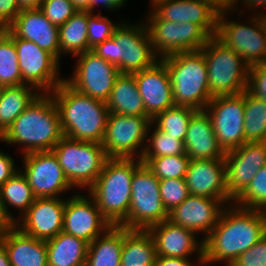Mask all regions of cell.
<instances>
[{
	"instance_id": "6da1fadb",
	"label": "cell",
	"mask_w": 266,
	"mask_h": 266,
	"mask_svg": "<svg viewBox=\"0 0 266 266\" xmlns=\"http://www.w3.org/2000/svg\"><path fill=\"white\" fill-rule=\"evenodd\" d=\"M265 234L266 211L228 204L217 225L203 240L204 265L221 262L231 266Z\"/></svg>"
},
{
	"instance_id": "7a4b0ae2",
	"label": "cell",
	"mask_w": 266,
	"mask_h": 266,
	"mask_svg": "<svg viewBox=\"0 0 266 266\" xmlns=\"http://www.w3.org/2000/svg\"><path fill=\"white\" fill-rule=\"evenodd\" d=\"M63 136L52 95L40 93L0 136V141L8 145L18 144L22 150L20 154L24 155L51 151Z\"/></svg>"
},
{
	"instance_id": "3957f363",
	"label": "cell",
	"mask_w": 266,
	"mask_h": 266,
	"mask_svg": "<svg viewBox=\"0 0 266 266\" xmlns=\"http://www.w3.org/2000/svg\"><path fill=\"white\" fill-rule=\"evenodd\" d=\"M50 94L58 108L64 136L101 144L110 113L106 102L78 92L65 80Z\"/></svg>"
},
{
	"instance_id": "277c9868",
	"label": "cell",
	"mask_w": 266,
	"mask_h": 266,
	"mask_svg": "<svg viewBox=\"0 0 266 266\" xmlns=\"http://www.w3.org/2000/svg\"><path fill=\"white\" fill-rule=\"evenodd\" d=\"M141 163L138 158H109L97 180L87 190L112 226H121L127 220L131 181Z\"/></svg>"
},
{
	"instance_id": "5b68a950",
	"label": "cell",
	"mask_w": 266,
	"mask_h": 266,
	"mask_svg": "<svg viewBox=\"0 0 266 266\" xmlns=\"http://www.w3.org/2000/svg\"><path fill=\"white\" fill-rule=\"evenodd\" d=\"M121 22L114 30L112 38L98 44L92 50L104 60L117 66L119 73L133 74L159 61L152 48L146 24Z\"/></svg>"
},
{
	"instance_id": "8992f818",
	"label": "cell",
	"mask_w": 266,
	"mask_h": 266,
	"mask_svg": "<svg viewBox=\"0 0 266 266\" xmlns=\"http://www.w3.org/2000/svg\"><path fill=\"white\" fill-rule=\"evenodd\" d=\"M168 71L175 106L204 110L213 98L201 50L175 53L160 59Z\"/></svg>"
},
{
	"instance_id": "52a82bcc",
	"label": "cell",
	"mask_w": 266,
	"mask_h": 266,
	"mask_svg": "<svg viewBox=\"0 0 266 266\" xmlns=\"http://www.w3.org/2000/svg\"><path fill=\"white\" fill-rule=\"evenodd\" d=\"M208 70L209 93L212 97L242 94L248 86L250 66L215 36L201 49Z\"/></svg>"
},
{
	"instance_id": "ba28073f",
	"label": "cell",
	"mask_w": 266,
	"mask_h": 266,
	"mask_svg": "<svg viewBox=\"0 0 266 266\" xmlns=\"http://www.w3.org/2000/svg\"><path fill=\"white\" fill-rule=\"evenodd\" d=\"M74 188L88 190L109 159L102 144L63 136L51 150Z\"/></svg>"
},
{
	"instance_id": "9c48e42d",
	"label": "cell",
	"mask_w": 266,
	"mask_h": 266,
	"mask_svg": "<svg viewBox=\"0 0 266 266\" xmlns=\"http://www.w3.org/2000/svg\"><path fill=\"white\" fill-rule=\"evenodd\" d=\"M131 200L127 220L121 225L129 230H148L168 220L169 213L160 197L159 179L151 169L141 163L131 181Z\"/></svg>"
},
{
	"instance_id": "30bf717a",
	"label": "cell",
	"mask_w": 266,
	"mask_h": 266,
	"mask_svg": "<svg viewBox=\"0 0 266 266\" xmlns=\"http://www.w3.org/2000/svg\"><path fill=\"white\" fill-rule=\"evenodd\" d=\"M229 12H219L215 37L239 54L249 66L266 63L264 15L251 13L252 16L246 19L249 23H244L230 21Z\"/></svg>"
},
{
	"instance_id": "8fae6325",
	"label": "cell",
	"mask_w": 266,
	"mask_h": 266,
	"mask_svg": "<svg viewBox=\"0 0 266 266\" xmlns=\"http://www.w3.org/2000/svg\"><path fill=\"white\" fill-rule=\"evenodd\" d=\"M150 116H132L109 113L101 142L109 158H138L144 153Z\"/></svg>"
},
{
	"instance_id": "7c38bea8",
	"label": "cell",
	"mask_w": 266,
	"mask_h": 266,
	"mask_svg": "<svg viewBox=\"0 0 266 266\" xmlns=\"http://www.w3.org/2000/svg\"><path fill=\"white\" fill-rule=\"evenodd\" d=\"M3 30L14 41L22 84L32 86L39 93H51L64 81L59 74L60 63L51 53L32 41L18 38L9 28Z\"/></svg>"
},
{
	"instance_id": "4fadbf2b",
	"label": "cell",
	"mask_w": 266,
	"mask_h": 266,
	"mask_svg": "<svg viewBox=\"0 0 266 266\" xmlns=\"http://www.w3.org/2000/svg\"><path fill=\"white\" fill-rule=\"evenodd\" d=\"M147 17L144 23L159 59L179 52L201 50L210 38L197 24L160 20L151 11Z\"/></svg>"
},
{
	"instance_id": "5bb4252c",
	"label": "cell",
	"mask_w": 266,
	"mask_h": 266,
	"mask_svg": "<svg viewBox=\"0 0 266 266\" xmlns=\"http://www.w3.org/2000/svg\"><path fill=\"white\" fill-rule=\"evenodd\" d=\"M204 110L211 119L218 144L225 153L246 143L244 92L213 97Z\"/></svg>"
},
{
	"instance_id": "9a60e30c",
	"label": "cell",
	"mask_w": 266,
	"mask_h": 266,
	"mask_svg": "<svg viewBox=\"0 0 266 266\" xmlns=\"http://www.w3.org/2000/svg\"><path fill=\"white\" fill-rule=\"evenodd\" d=\"M73 75L64 80L75 90L94 99L106 102L113 88L118 67L104 60L93 50L77 56Z\"/></svg>"
},
{
	"instance_id": "2e32d148",
	"label": "cell",
	"mask_w": 266,
	"mask_h": 266,
	"mask_svg": "<svg viewBox=\"0 0 266 266\" xmlns=\"http://www.w3.org/2000/svg\"><path fill=\"white\" fill-rule=\"evenodd\" d=\"M22 158L21 172L36 198H64L60 195L74 189L52 151L31 152Z\"/></svg>"
},
{
	"instance_id": "e0dca14e",
	"label": "cell",
	"mask_w": 266,
	"mask_h": 266,
	"mask_svg": "<svg viewBox=\"0 0 266 266\" xmlns=\"http://www.w3.org/2000/svg\"><path fill=\"white\" fill-rule=\"evenodd\" d=\"M112 225L89 194L76 193L65 200L63 232L88 243L104 234Z\"/></svg>"
},
{
	"instance_id": "ac0fdd59",
	"label": "cell",
	"mask_w": 266,
	"mask_h": 266,
	"mask_svg": "<svg viewBox=\"0 0 266 266\" xmlns=\"http://www.w3.org/2000/svg\"><path fill=\"white\" fill-rule=\"evenodd\" d=\"M266 165V142H246L225 153L226 185L234 201Z\"/></svg>"
},
{
	"instance_id": "d6986e66",
	"label": "cell",
	"mask_w": 266,
	"mask_h": 266,
	"mask_svg": "<svg viewBox=\"0 0 266 266\" xmlns=\"http://www.w3.org/2000/svg\"><path fill=\"white\" fill-rule=\"evenodd\" d=\"M231 203L233 200L190 194L183 203L169 212L168 220L196 234L202 233L201 238L204 240L219 222L224 208Z\"/></svg>"
},
{
	"instance_id": "ffe728a7",
	"label": "cell",
	"mask_w": 266,
	"mask_h": 266,
	"mask_svg": "<svg viewBox=\"0 0 266 266\" xmlns=\"http://www.w3.org/2000/svg\"><path fill=\"white\" fill-rule=\"evenodd\" d=\"M64 209V198H35L15 226L26 235L47 241L63 232Z\"/></svg>"
},
{
	"instance_id": "44dd1931",
	"label": "cell",
	"mask_w": 266,
	"mask_h": 266,
	"mask_svg": "<svg viewBox=\"0 0 266 266\" xmlns=\"http://www.w3.org/2000/svg\"><path fill=\"white\" fill-rule=\"evenodd\" d=\"M150 11L160 20L190 22L199 25L210 37L215 36L219 11L202 0H151Z\"/></svg>"
},
{
	"instance_id": "7402d4cb",
	"label": "cell",
	"mask_w": 266,
	"mask_h": 266,
	"mask_svg": "<svg viewBox=\"0 0 266 266\" xmlns=\"http://www.w3.org/2000/svg\"><path fill=\"white\" fill-rule=\"evenodd\" d=\"M185 180L191 195L232 200L227 192L225 158L191 160Z\"/></svg>"
},
{
	"instance_id": "603a6c76",
	"label": "cell",
	"mask_w": 266,
	"mask_h": 266,
	"mask_svg": "<svg viewBox=\"0 0 266 266\" xmlns=\"http://www.w3.org/2000/svg\"><path fill=\"white\" fill-rule=\"evenodd\" d=\"M133 74L146 113L152 119L158 113L175 106L170 77L161 60L153 66Z\"/></svg>"
},
{
	"instance_id": "cb8c5ba5",
	"label": "cell",
	"mask_w": 266,
	"mask_h": 266,
	"mask_svg": "<svg viewBox=\"0 0 266 266\" xmlns=\"http://www.w3.org/2000/svg\"><path fill=\"white\" fill-rule=\"evenodd\" d=\"M148 232L154 239L157 256L191 258L194 253L203 256V240L190 229L165 220L151 226Z\"/></svg>"
},
{
	"instance_id": "d4e9b609",
	"label": "cell",
	"mask_w": 266,
	"mask_h": 266,
	"mask_svg": "<svg viewBox=\"0 0 266 266\" xmlns=\"http://www.w3.org/2000/svg\"><path fill=\"white\" fill-rule=\"evenodd\" d=\"M18 38L32 41L59 61V29L40 9H22L8 27Z\"/></svg>"
},
{
	"instance_id": "484cf974",
	"label": "cell",
	"mask_w": 266,
	"mask_h": 266,
	"mask_svg": "<svg viewBox=\"0 0 266 266\" xmlns=\"http://www.w3.org/2000/svg\"><path fill=\"white\" fill-rule=\"evenodd\" d=\"M184 147L190 160L225 158L205 110H197L190 118Z\"/></svg>"
},
{
	"instance_id": "4316f807",
	"label": "cell",
	"mask_w": 266,
	"mask_h": 266,
	"mask_svg": "<svg viewBox=\"0 0 266 266\" xmlns=\"http://www.w3.org/2000/svg\"><path fill=\"white\" fill-rule=\"evenodd\" d=\"M11 266H48L46 241L21 232L16 226L0 237Z\"/></svg>"
},
{
	"instance_id": "83f0119b",
	"label": "cell",
	"mask_w": 266,
	"mask_h": 266,
	"mask_svg": "<svg viewBox=\"0 0 266 266\" xmlns=\"http://www.w3.org/2000/svg\"><path fill=\"white\" fill-rule=\"evenodd\" d=\"M109 112L132 115L149 116L146 113L140 96L134 74L120 73L113 85L106 101Z\"/></svg>"
},
{
	"instance_id": "f1b7e54d",
	"label": "cell",
	"mask_w": 266,
	"mask_h": 266,
	"mask_svg": "<svg viewBox=\"0 0 266 266\" xmlns=\"http://www.w3.org/2000/svg\"><path fill=\"white\" fill-rule=\"evenodd\" d=\"M88 242L60 232L46 241L48 266H85Z\"/></svg>"
},
{
	"instance_id": "f546056e",
	"label": "cell",
	"mask_w": 266,
	"mask_h": 266,
	"mask_svg": "<svg viewBox=\"0 0 266 266\" xmlns=\"http://www.w3.org/2000/svg\"><path fill=\"white\" fill-rule=\"evenodd\" d=\"M156 246L148 230H129L123 227L121 266H155Z\"/></svg>"
},
{
	"instance_id": "4dcf8cb0",
	"label": "cell",
	"mask_w": 266,
	"mask_h": 266,
	"mask_svg": "<svg viewBox=\"0 0 266 266\" xmlns=\"http://www.w3.org/2000/svg\"><path fill=\"white\" fill-rule=\"evenodd\" d=\"M123 227L111 226L88 244L85 266H121Z\"/></svg>"
},
{
	"instance_id": "1f68e13d",
	"label": "cell",
	"mask_w": 266,
	"mask_h": 266,
	"mask_svg": "<svg viewBox=\"0 0 266 266\" xmlns=\"http://www.w3.org/2000/svg\"><path fill=\"white\" fill-rule=\"evenodd\" d=\"M88 10H78L59 29V61L65 53L73 57L88 51Z\"/></svg>"
},
{
	"instance_id": "d6a6232c",
	"label": "cell",
	"mask_w": 266,
	"mask_h": 266,
	"mask_svg": "<svg viewBox=\"0 0 266 266\" xmlns=\"http://www.w3.org/2000/svg\"><path fill=\"white\" fill-rule=\"evenodd\" d=\"M39 94L35 88L26 84L3 89L0 97V136Z\"/></svg>"
},
{
	"instance_id": "836d02e7",
	"label": "cell",
	"mask_w": 266,
	"mask_h": 266,
	"mask_svg": "<svg viewBox=\"0 0 266 266\" xmlns=\"http://www.w3.org/2000/svg\"><path fill=\"white\" fill-rule=\"evenodd\" d=\"M0 198L6 212L16 222L18 218L12 213L10 208L12 207L19 211L21 217L32 205L36 197L20 169L0 187Z\"/></svg>"
},
{
	"instance_id": "e575fe53",
	"label": "cell",
	"mask_w": 266,
	"mask_h": 266,
	"mask_svg": "<svg viewBox=\"0 0 266 266\" xmlns=\"http://www.w3.org/2000/svg\"><path fill=\"white\" fill-rule=\"evenodd\" d=\"M244 132L246 142H266V101L244 91Z\"/></svg>"
},
{
	"instance_id": "d590c367",
	"label": "cell",
	"mask_w": 266,
	"mask_h": 266,
	"mask_svg": "<svg viewBox=\"0 0 266 266\" xmlns=\"http://www.w3.org/2000/svg\"><path fill=\"white\" fill-rule=\"evenodd\" d=\"M197 110L188 106H173L158 113L152 122L162 131L184 142L189 120Z\"/></svg>"
},
{
	"instance_id": "8d00e7d4",
	"label": "cell",
	"mask_w": 266,
	"mask_h": 266,
	"mask_svg": "<svg viewBox=\"0 0 266 266\" xmlns=\"http://www.w3.org/2000/svg\"><path fill=\"white\" fill-rule=\"evenodd\" d=\"M18 61L13 39L0 29V83L4 87L22 85Z\"/></svg>"
},
{
	"instance_id": "74e56055",
	"label": "cell",
	"mask_w": 266,
	"mask_h": 266,
	"mask_svg": "<svg viewBox=\"0 0 266 266\" xmlns=\"http://www.w3.org/2000/svg\"><path fill=\"white\" fill-rule=\"evenodd\" d=\"M150 131H153L152 134ZM148 136L142 158H157L185 154L184 142L160 130L153 122L148 129Z\"/></svg>"
},
{
	"instance_id": "f35d334b",
	"label": "cell",
	"mask_w": 266,
	"mask_h": 266,
	"mask_svg": "<svg viewBox=\"0 0 266 266\" xmlns=\"http://www.w3.org/2000/svg\"><path fill=\"white\" fill-rule=\"evenodd\" d=\"M190 161L186 154L141 158V162L145 163L159 180L185 179Z\"/></svg>"
},
{
	"instance_id": "ab89813d",
	"label": "cell",
	"mask_w": 266,
	"mask_h": 266,
	"mask_svg": "<svg viewBox=\"0 0 266 266\" xmlns=\"http://www.w3.org/2000/svg\"><path fill=\"white\" fill-rule=\"evenodd\" d=\"M233 203L243 208L266 211V165L258 170L247 188Z\"/></svg>"
},
{
	"instance_id": "60d3db41",
	"label": "cell",
	"mask_w": 266,
	"mask_h": 266,
	"mask_svg": "<svg viewBox=\"0 0 266 266\" xmlns=\"http://www.w3.org/2000/svg\"><path fill=\"white\" fill-rule=\"evenodd\" d=\"M120 25L113 23L108 17L88 11V50H92L98 44L112 38L114 30Z\"/></svg>"
},
{
	"instance_id": "b9f144b4",
	"label": "cell",
	"mask_w": 266,
	"mask_h": 266,
	"mask_svg": "<svg viewBox=\"0 0 266 266\" xmlns=\"http://www.w3.org/2000/svg\"><path fill=\"white\" fill-rule=\"evenodd\" d=\"M159 188L161 200L168 213L183 203L190 195L186 180L182 178L161 179Z\"/></svg>"
},
{
	"instance_id": "7bdbcfd3",
	"label": "cell",
	"mask_w": 266,
	"mask_h": 266,
	"mask_svg": "<svg viewBox=\"0 0 266 266\" xmlns=\"http://www.w3.org/2000/svg\"><path fill=\"white\" fill-rule=\"evenodd\" d=\"M40 11L54 25H63L78 9L71 0H42Z\"/></svg>"
},
{
	"instance_id": "ee69618b",
	"label": "cell",
	"mask_w": 266,
	"mask_h": 266,
	"mask_svg": "<svg viewBox=\"0 0 266 266\" xmlns=\"http://www.w3.org/2000/svg\"><path fill=\"white\" fill-rule=\"evenodd\" d=\"M231 266H266V234L239 255Z\"/></svg>"
},
{
	"instance_id": "f6af8a7d",
	"label": "cell",
	"mask_w": 266,
	"mask_h": 266,
	"mask_svg": "<svg viewBox=\"0 0 266 266\" xmlns=\"http://www.w3.org/2000/svg\"><path fill=\"white\" fill-rule=\"evenodd\" d=\"M247 90L266 101V63L250 66Z\"/></svg>"
},
{
	"instance_id": "bcb514c9",
	"label": "cell",
	"mask_w": 266,
	"mask_h": 266,
	"mask_svg": "<svg viewBox=\"0 0 266 266\" xmlns=\"http://www.w3.org/2000/svg\"><path fill=\"white\" fill-rule=\"evenodd\" d=\"M21 10L17 0H0V29L8 28Z\"/></svg>"
},
{
	"instance_id": "7dc6e473",
	"label": "cell",
	"mask_w": 266,
	"mask_h": 266,
	"mask_svg": "<svg viewBox=\"0 0 266 266\" xmlns=\"http://www.w3.org/2000/svg\"><path fill=\"white\" fill-rule=\"evenodd\" d=\"M14 160L10 154L0 150V187L20 170V167L15 166Z\"/></svg>"
},
{
	"instance_id": "c3c4849f",
	"label": "cell",
	"mask_w": 266,
	"mask_h": 266,
	"mask_svg": "<svg viewBox=\"0 0 266 266\" xmlns=\"http://www.w3.org/2000/svg\"><path fill=\"white\" fill-rule=\"evenodd\" d=\"M190 259L192 258L157 256L155 261V266H198V265L203 266L204 265L203 256H197L195 260L197 264L194 262L192 263Z\"/></svg>"
},
{
	"instance_id": "681fc988",
	"label": "cell",
	"mask_w": 266,
	"mask_h": 266,
	"mask_svg": "<svg viewBox=\"0 0 266 266\" xmlns=\"http://www.w3.org/2000/svg\"><path fill=\"white\" fill-rule=\"evenodd\" d=\"M126 0H90V7L88 9L89 12H93L95 10L96 6L104 7L107 11H115L120 10L122 6L126 4Z\"/></svg>"
},
{
	"instance_id": "f907efd6",
	"label": "cell",
	"mask_w": 266,
	"mask_h": 266,
	"mask_svg": "<svg viewBox=\"0 0 266 266\" xmlns=\"http://www.w3.org/2000/svg\"><path fill=\"white\" fill-rule=\"evenodd\" d=\"M239 1L240 0H234V5H233L232 12H234L235 10H237V13H238V9L239 8H237V7H239L238 6L239 5L238 3H240ZM241 2H242V6L244 4V6L247 7L248 11H249V9L250 10H253L254 11L253 14H256V15L257 14L264 15L265 12H266V11H264V12L262 11L261 12V10H260L261 8L262 9L263 8L266 9V0H242ZM257 8L260 10V12H259V10L257 12Z\"/></svg>"
},
{
	"instance_id": "816d5d0a",
	"label": "cell",
	"mask_w": 266,
	"mask_h": 266,
	"mask_svg": "<svg viewBox=\"0 0 266 266\" xmlns=\"http://www.w3.org/2000/svg\"><path fill=\"white\" fill-rule=\"evenodd\" d=\"M15 227V221L8 215L0 198V237Z\"/></svg>"
},
{
	"instance_id": "f5cc1de1",
	"label": "cell",
	"mask_w": 266,
	"mask_h": 266,
	"mask_svg": "<svg viewBox=\"0 0 266 266\" xmlns=\"http://www.w3.org/2000/svg\"><path fill=\"white\" fill-rule=\"evenodd\" d=\"M210 3L219 12L230 11L233 9L234 0H202Z\"/></svg>"
},
{
	"instance_id": "db71d44e",
	"label": "cell",
	"mask_w": 266,
	"mask_h": 266,
	"mask_svg": "<svg viewBox=\"0 0 266 266\" xmlns=\"http://www.w3.org/2000/svg\"><path fill=\"white\" fill-rule=\"evenodd\" d=\"M21 9H39L42 0H17Z\"/></svg>"
},
{
	"instance_id": "11a10c76",
	"label": "cell",
	"mask_w": 266,
	"mask_h": 266,
	"mask_svg": "<svg viewBox=\"0 0 266 266\" xmlns=\"http://www.w3.org/2000/svg\"><path fill=\"white\" fill-rule=\"evenodd\" d=\"M0 266H11L7 251L1 242H0Z\"/></svg>"
},
{
	"instance_id": "9f6ffc18",
	"label": "cell",
	"mask_w": 266,
	"mask_h": 266,
	"mask_svg": "<svg viewBox=\"0 0 266 266\" xmlns=\"http://www.w3.org/2000/svg\"><path fill=\"white\" fill-rule=\"evenodd\" d=\"M78 10H88L90 7V0H71Z\"/></svg>"
},
{
	"instance_id": "6f0895ef",
	"label": "cell",
	"mask_w": 266,
	"mask_h": 266,
	"mask_svg": "<svg viewBox=\"0 0 266 266\" xmlns=\"http://www.w3.org/2000/svg\"><path fill=\"white\" fill-rule=\"evenodd\" d=\"M5 87L0 83V97H1V95H2V92H3V89H4Z\"/></svg>"
},
{
	"instance_id": "680465c9",
	"label": "cell",
	"mask_w": 266,
	"mask_h": 266,
	"mask_svg": "<svg viewBox=\"0 0 266 266\" xmlns=\"http://www.w3.org/2000/svg\"><path fill=\"white\" fill-rule=\"evenodd\" d=\"M264 28H265V33H266V13L264 14Z\"/></svg>"
}]
</instances>
